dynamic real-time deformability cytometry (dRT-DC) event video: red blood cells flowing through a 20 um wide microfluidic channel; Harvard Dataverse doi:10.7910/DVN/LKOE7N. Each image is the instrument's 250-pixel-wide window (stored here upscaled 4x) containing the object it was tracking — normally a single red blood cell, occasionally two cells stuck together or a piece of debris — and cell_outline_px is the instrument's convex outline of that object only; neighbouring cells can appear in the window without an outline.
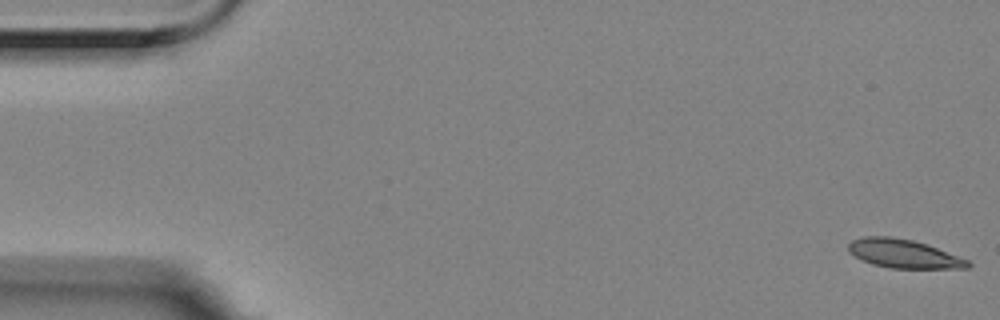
{"species": "Egyptian fruit bat (a non-hibernating species)", "species_latin": "Rousettus aegyptiacus", "temperature_condition": "room temperature", "stored_images_in_passage": 57, "camera_frame_rate_fps": 3000, "um_per_image_px": 0.085, "animal": {"sex": "female"}, "frame": {"image": 1, "passage_image": 1, "time_ms": 0.0, "image_size_px": [1000, 320], "cell_outline_px": [[972, 264], [968, 268], [888, 268], [872, 264], [848, 252], [848, 244], [852, 240], [864, 236], [892, 236], [912, 240], [928, 244], [968, 260]], "centroid_in_image_um": [76.81, 21.56], "position_along_channel_um": 8.2, "area_um2": 19.94}}
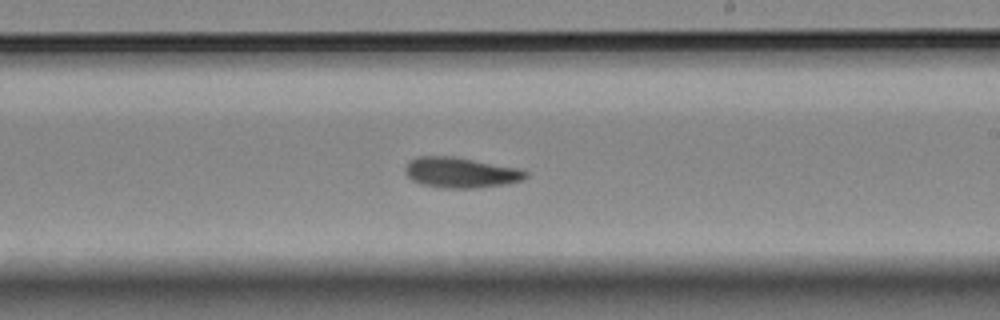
{"frame": {"image": 2, "passage_image": 33, "time_ms": 10.667, "image_size_px": [1000, 320], "cell_outline_px": [[528, 176], [524, 180], [508, 184], [476, 188], [444, 188], [420, 184], [412, 180], [404, 172], [404, 164], [408, 160], [416, 156], [456, 156], [520, 168], [528, 172]], "centroid_in_image_um": [39.16, 14.66], "position_along_channel_um": 249.8, "area_um2": 21.96}}
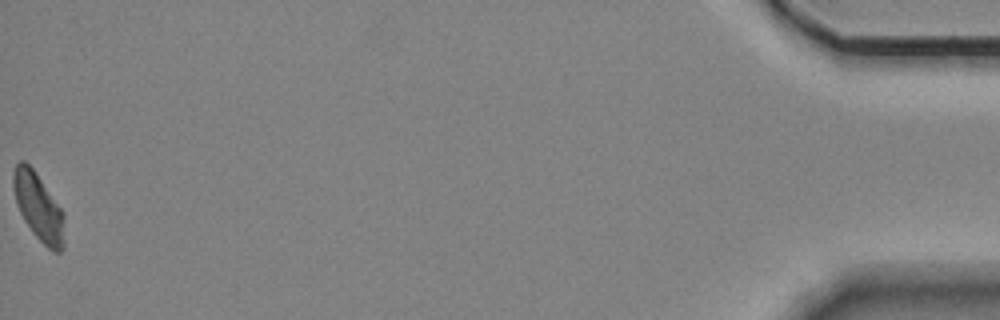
{"frame": {"image": 3, "passage_image": 57, "time_ms": 18.667, "image_size_px": [1000, 320], "cell_outline_px": [[64, 248], [60, 252], [52, 252], [32, 232], [24, 220], [16, 204], [12, 188], [12, 172], [16, 164], [20, 160], [24, 160], [36, 172], [60, 208], [64, 216]], "centroid_in_image_um": [3.25, 17.59], "position_along_channel_um": 432.0, "area_um2": 20.11}, "authors_computed_cell_mechanics": {"area_um2": 20.8658, "velocity_mm_per_s": 3.5005, "shape_relaxation_time_tau1_ms": 7.0556, "shape_relaxation_time_tau2_ms": 8.1589, "deformation_change_tau1": 0.1687, "deformation_change_tau2": 0.1609}}